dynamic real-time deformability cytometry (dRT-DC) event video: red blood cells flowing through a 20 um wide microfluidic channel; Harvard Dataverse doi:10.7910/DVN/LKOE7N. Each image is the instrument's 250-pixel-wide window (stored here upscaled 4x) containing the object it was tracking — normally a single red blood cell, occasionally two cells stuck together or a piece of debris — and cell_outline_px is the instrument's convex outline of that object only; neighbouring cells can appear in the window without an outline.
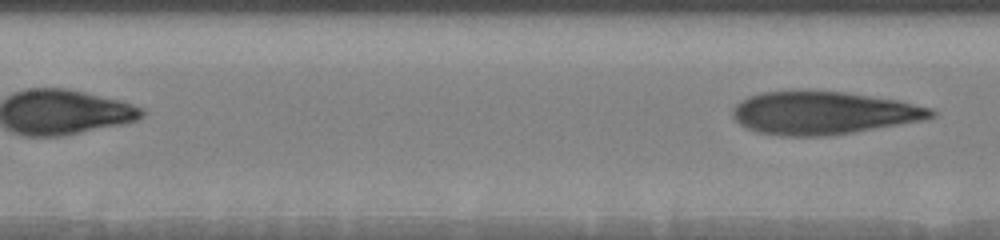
{"species": "human", "species_latin": "Homo sapiens", "temperature_condition": "warm", "stored_images_in_passage": 10, "segment_of_instrument_passage": [2, 2], "camera_frame_rate_fps": 3000, "um_per_image_px": 0.085, "donor": {"sex": "male"}, "frame": {"image": 1, "passage_image": 10, "time_ms": 3.667, "image_size_px": [1000, 240], "cell_outline_px": [[936, 116], [920, 120], [852, 132], [828, 136], [780, 136], [756, 132], [740, 124], [732, 116], [732, 108], [740, 100], [748, 96], [760, 92], [844, 92], [896, 100], [932, 108], [936, 112]], "centroid_in_image_um": [69.93, 9.61], "position_along_channel_um": 137.5, "area_um2": 48.96}}